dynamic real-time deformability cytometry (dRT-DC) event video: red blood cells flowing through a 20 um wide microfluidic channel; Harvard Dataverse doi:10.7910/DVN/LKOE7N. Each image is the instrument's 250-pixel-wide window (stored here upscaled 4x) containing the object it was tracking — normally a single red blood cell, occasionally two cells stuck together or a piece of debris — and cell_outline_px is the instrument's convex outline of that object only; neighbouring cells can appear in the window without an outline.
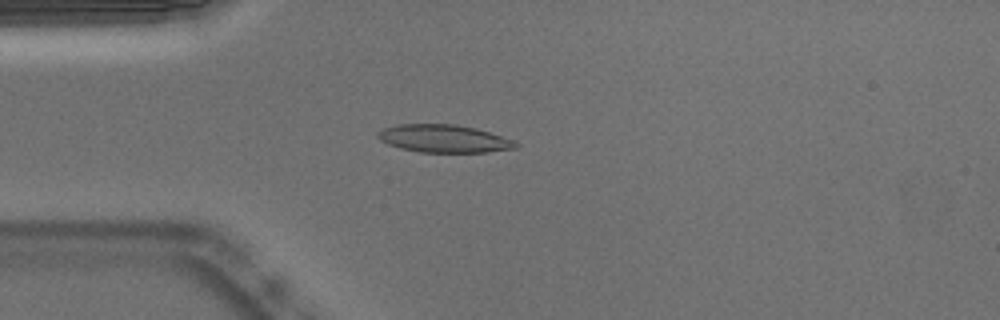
{"species": "Egyptian fruit bat (a non-hibernating species)", "species_latin": "Rousettus aegyptiacus", "temperature_condition": "warm", "stored_images_in_passage": 41, "camera_frame_rate_fps": 3000, "um_per_image_px": 0.085, "animal": {"sex": "male"}, "frame": {"image": 1, "passage_image": 2, "time_ms": 0.333, "image_size_px": [1000, 320], "cell_outline_px": [[520, 148], [488, 152], [420, 152], [400, 148], [388, 144], [380, 140], [376, 136], [376, 132], [384, 128], [396, 124], [452, 124], [476, 128], [516, 140], [520, 144]], "centroid_in_image_um": [37.77, 11.78], "position_along_channel_um": 47.2, "area_um2": 22.6}}
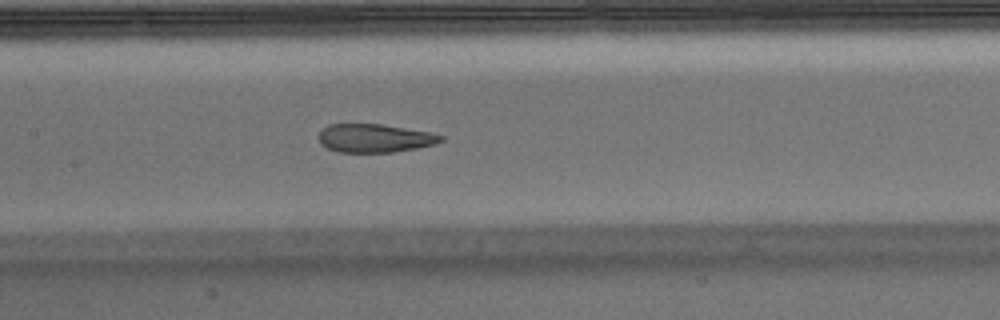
{"frame": {"image": 2, "passage_image": 13, "time_ms": 4.0, "image_size_px": [1000, 320], "cell_outline_px": [[444, 140], [436, 144], [416, 148], [392, 152], [336, 152], [320, 144], [320, 132], [328, 124], [380, 124], [428, 132], [444, 136]], "centroid_in_image_um": [31.85, 11.75], "position_along_channel_um": 175.6, "area_um2": 20.06}}
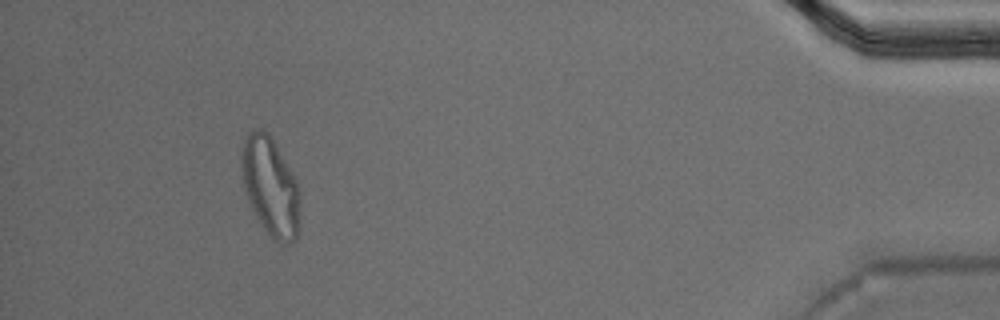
{"frame": {"image": 3, "passage_image": 37, "time_ms": 12.0, "image_size_px": [1000, 320], "cell_outline_px": [[300, 200], [296, 236], [288, 244], [280, 244], [264, 228], [256, 216], [248, 200], [244, 188], [240, 168], [240, 152], [244, 140], [248, 132], [252, 128], [264, 128], [268, 132], [296, 180], [300, 196]], "centroid_in_image_um": [22.94, 15.79], "position_along_channel_um": 412.3, "area_um2": 33.41}, "authors_computed_cell_mechanics": {"area_um2": 22.5998, "velocity_mm_per_s": 3.7733, "shape_relaxation_time_tau1_ms": 6.5933, "shape_relaxation_time_tau2_ms": 1.6542, "deformation_change_tau1": 0.2413, "deformation_change_tau2": 0.1038}}